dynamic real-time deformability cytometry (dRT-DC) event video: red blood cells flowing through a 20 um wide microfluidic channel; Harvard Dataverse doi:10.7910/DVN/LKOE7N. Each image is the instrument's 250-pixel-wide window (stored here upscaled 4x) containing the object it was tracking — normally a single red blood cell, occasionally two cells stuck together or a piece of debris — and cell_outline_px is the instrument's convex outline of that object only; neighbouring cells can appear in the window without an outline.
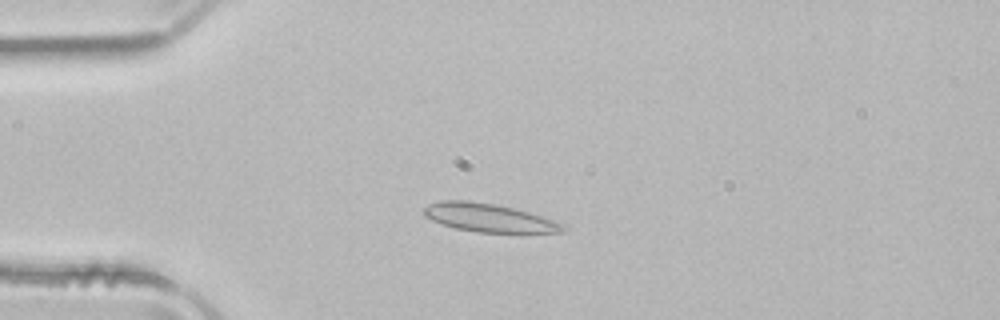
{"species": "common noctule bat (a hibernating species)", "species_latin": "Nyctalus noctula", "temperature_condition": "room temperature", "stored_images_in_passage": 47, "camera_frame_rate_fps": 3000, "um_per_image_px": 0.085, "animal": {"sex": "male", "body_mass_g": 21.5, "forearm_length_mm": 52.0}, "frame": {"image": 1, "passage_image": 8, "time_ms": 2.333, "image_size_px": [1000, 320], "cell_outline_px": [[564, 228], [560, 232], [520, 236], [476, 232], [456, 228], [440, 224], [424, 216], [420, 212], [428, 204], [440, 200], [468, 200], [496, 204], [528, 212], [564, 224]], "centroid_in_image_um": [41.57, 18.56], "position_along_channel_um": 43.4, "area_um2": 23.99}}
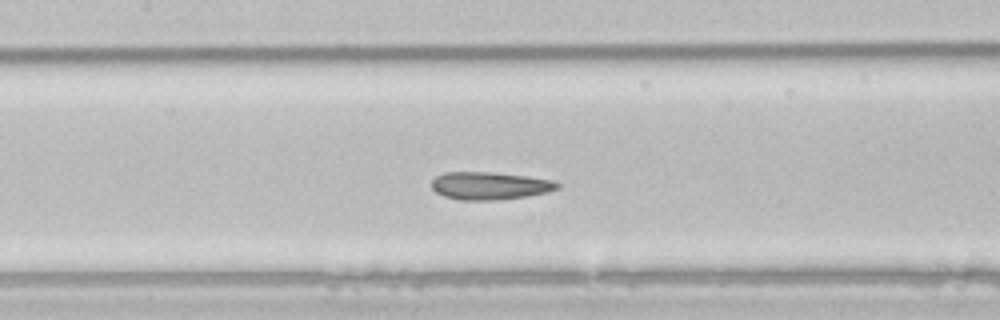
{"frame": {"image": 2, "passage_image": 19, "time_ms": 6.0, "image_size_px": [1000, 320], "cell_outline_px": [[560, 188], [548, 192], [528, 196], [496, 200], [460, 200], [444, 196], [436, 192], [432, 188], [432, 180], [436, 176], [444, 172], [492, 172], [528, 176], [556, 180], [560, 184]], "centroid_in_image_um": [41.67, 15.78], "position_along_channel_um": 165.7, "area_um2": 20.52}}
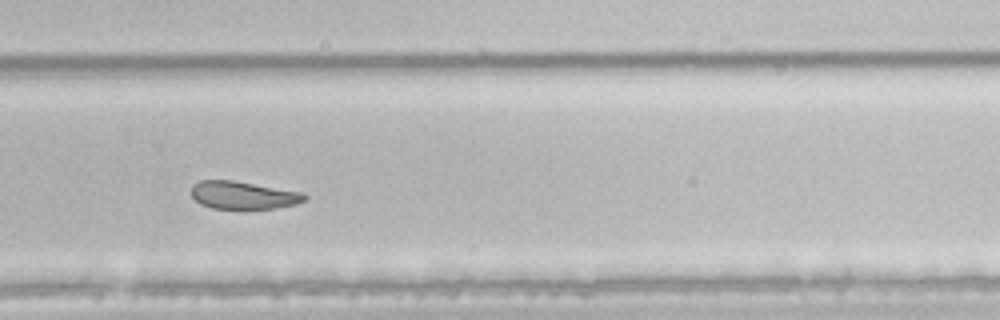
{"frame": {"image": 3, "passage_image": 30, "time_ms": 9.667, "image_size_px": [1000, 320], "cell_outline_px": [[308, 200], [296, 204], [276, 208], [244, 212], [212, 208], [200, 204], [192, 196], [192, 184], [196, 180], [232, 180], [304, 192], [308, 196]], "centroid_in_image_um": [20.71, 16.63], "position_along_channel_um": 309.1, "area_um2": 19.36}, "authors_computed_cell_mechanics": {"area_um2": 22.1374, "velocity_mm_per_s": 3.9346, "shape_relaxation_time_tau1_ms": null, "shape_relaxation_time_tau2_ms": 3.0593, "deformation_change_tau1": null, "deformation_change_tau2": 0.0638}}